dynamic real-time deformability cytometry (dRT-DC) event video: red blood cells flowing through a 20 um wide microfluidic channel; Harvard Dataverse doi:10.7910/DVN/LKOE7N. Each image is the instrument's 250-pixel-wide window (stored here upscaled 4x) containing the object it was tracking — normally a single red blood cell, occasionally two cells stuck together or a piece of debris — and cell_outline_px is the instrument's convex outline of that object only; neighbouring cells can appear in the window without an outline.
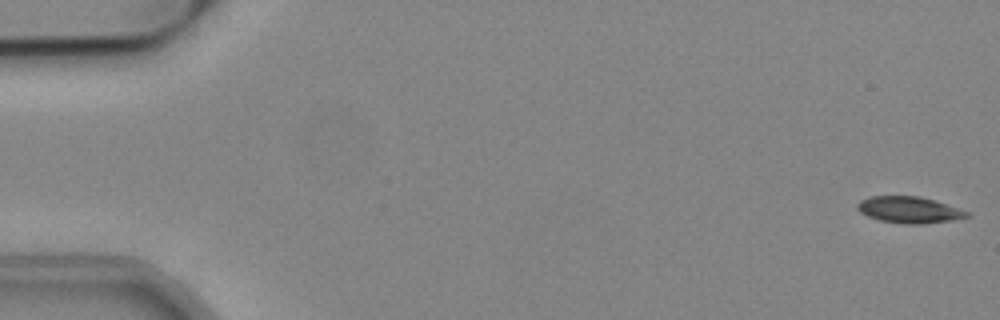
{"species": "common noctule bat (a hibernating species)", "species_latin": "Nyctalus noctula", "temperature_condition": "cold", "stored_images_in_passage": 54, "camera_frame_rate_fps": 3000, "um_per_image_px": 0.085, "animal": {"sex": "male", "body_mass_g": 19.2, "forearm_length_mm": 51.8}, "frame": {"image": 1, "passage_image": 1, "time_ms": 0.0, "image_size_px": [1000, 320], "cell_outline_px": [[972, 216], [952, 220], [920, 224], [904, 224], [880, 220], [868, 216], [860, 212], [856, 208], [856, 204], [860, 200], [868, 196], [920, 196], [972, 212]], "centroid_in_image_um": [77.29, 17.83], "position_along_channel_um": 7.7, "area_um2": 16.99}}
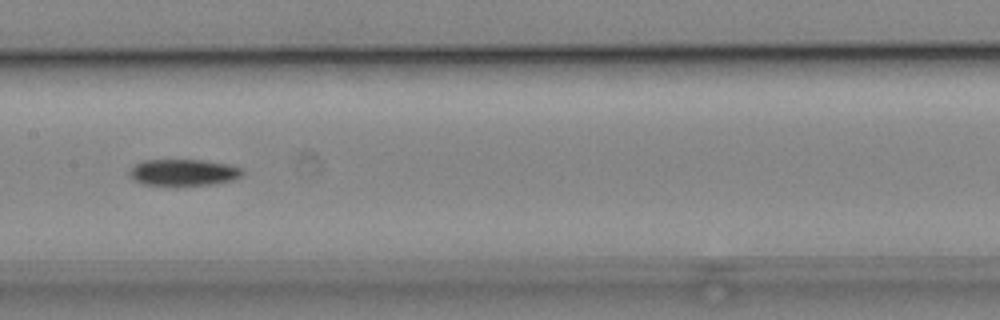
{"frame": {"image": 2, "passage_image": 27, "time_ms": 8.667, "image_size_px": [1000, 320], "cell_outline_px": [[244, 172], [240, 176], [232, 180], [216, 184], [176, 188], [144, 184], [132, 180], [128, 176], [128, 172], [136, 164], [144, 160], [204, 160], [228, 164], [244, 168]], "centroid_in_image_um": [15.58, 14.7], "position_along_channel_um": 191.8, "area_um2": 18.32}}
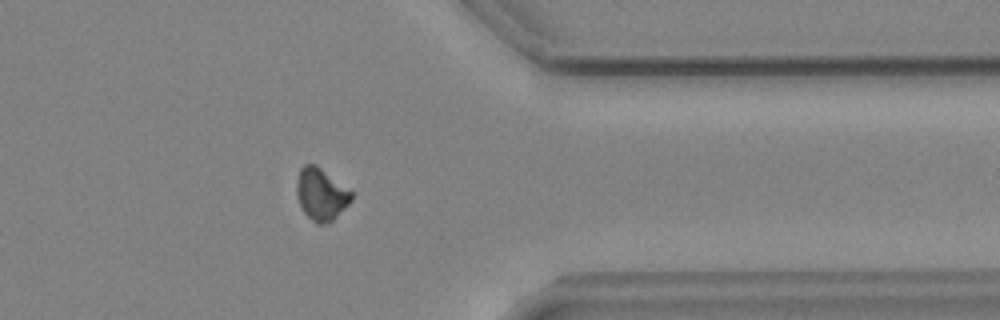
{"frame": {"image": 3, "passage_image": 43, "time_ms": 14.0, "image_size_px": [1000, 320], "cell_outline_px": [[352, 200], [332, 220], [324, 224], [316, 224], [304, 212], [300, 204], [296, 192], [296, 180], [300, 168], [304, 164], [316, 164], [352, 192]], "centroid_in_image_um": [27.27, 16.49], "position_along_channel_um": 384.1, "area_um2": 16.42}, "authors_computed_cell_mechanics": {"area_um2": 17.34, "velocity_mm_per_s": 3.8323, "shape_relaxation_time_tau1_ms": 5.6436, "shape_relaxation_time_tau2_ms": null, "deformation_change_tau1": 0.109, "deformation_change_tau2": null}}